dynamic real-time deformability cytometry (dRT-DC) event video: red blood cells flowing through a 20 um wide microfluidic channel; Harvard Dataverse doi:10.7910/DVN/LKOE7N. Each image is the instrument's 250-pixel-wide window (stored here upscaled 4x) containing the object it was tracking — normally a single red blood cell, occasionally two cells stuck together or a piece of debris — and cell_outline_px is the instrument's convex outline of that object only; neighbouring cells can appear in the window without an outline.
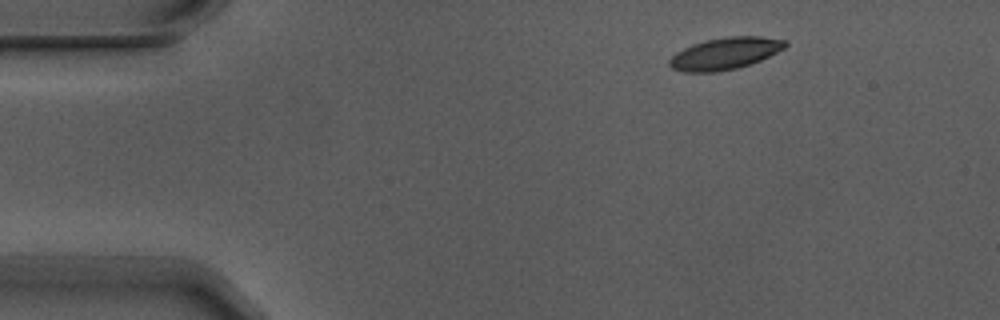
{"species": "Egyptian fruit bat (a non-hibernating species)", "species_latin": "Rousettus aegyptiacus", "temperature_condition": "warm", "stored_images_in_passage": 5, "camera_frame_rate_fps": 3000, "um_per_image_px": 0.085, "animal": {"sex": "male"}, "frame": {"image": 1, "passage_image": 1, "time_ms": 0.0, "image_size_px": [1000, 320], "cell_outline_px": [[788, 44], [784, 48], [752, 64], [736, 68], [716, 72], [684, 72], [672, 68], [668, 64], [668, 60], [676, 52], [692, 44], [708, 40], [728, 36], [760, 36], [788, 40]], "centroid_in_image_um": [61.63, 4.54], "position_along_channel_um": 23.4, "area_um2": 21.5}}
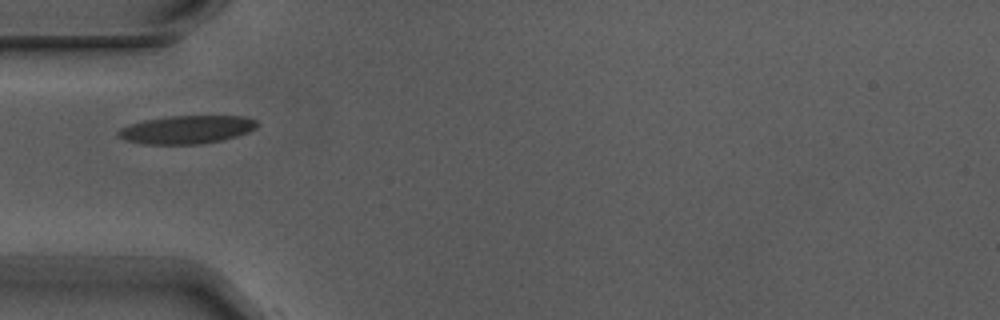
{"frame": {"image": 2, "passage_image": 4, "time_ms": 1.0, "image_size_px": [1000, 320], "cell_outline_px": [[256, 128], [248, 132], [236, 136], [220, 140], [200, 144], [144, 144], [128, 140], [116, 136], [116, 132], [120, 128], [128, 124], [144, 120], [172, 116], [244, 116], [256, 120]], "centroid_in_image_um": [15.83, 11.01], "position_along_channel_um": 69.2, "area_um2": 22.66}}